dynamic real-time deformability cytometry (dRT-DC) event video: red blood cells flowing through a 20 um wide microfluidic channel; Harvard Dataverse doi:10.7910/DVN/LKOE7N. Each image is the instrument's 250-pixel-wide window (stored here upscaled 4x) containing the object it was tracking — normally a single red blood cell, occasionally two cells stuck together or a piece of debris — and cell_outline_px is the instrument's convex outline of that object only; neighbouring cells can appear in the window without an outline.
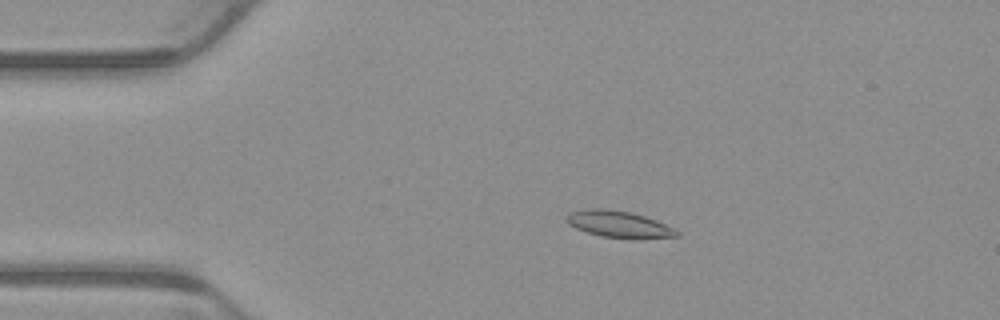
{"species": "common noctule bat (a hibernating species)", "species_latin": "Nyctalus noctula", "temperature_condition": "warm", "stored_images_in_passage": 4, "camera_frame_rate_fps": 3000, "um_per_image_px": 0.085, "animal": {"sex": "male", "body_mass_g": 23.1, "forearm_length_mm": 52.7}, "frame": {"image": 1, "passage_image": 2, "time_ms": 0.333, "image_size_px": [1000, 320], "cell_outline_px": [[680, 236], [632, 240], [604, 236], [588, 232], [576, 228], [568, 224], [568, 212], [588, 208], [604, 208], [632, 212], [656, 220], [680, 232]], "centroid_in_image_um": [52.64, 19.07], "position_along_channel_um": 32.4, "area_um2": 17.22}}
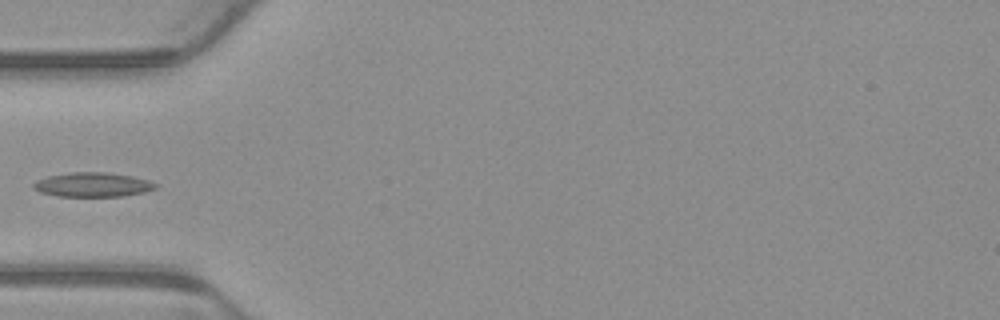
{"frame": {"image": 2, "passage_image": 4, "time_ms": 1.0, "image_size_px": [1000, 320], "cell_outline_px": [[160, 184], [156, 188], [144, 192], [124, 196], [56, 196], [40, 192], [32, 188], [32, 184], [36, 180], [48, 176], [72, 172], [108, 172], [132, 176], [148, 180]], "centroid_in_image_um": [7.88, 15.69], "position_along_channel_um": 77.1, "area_um2": 17.46}}